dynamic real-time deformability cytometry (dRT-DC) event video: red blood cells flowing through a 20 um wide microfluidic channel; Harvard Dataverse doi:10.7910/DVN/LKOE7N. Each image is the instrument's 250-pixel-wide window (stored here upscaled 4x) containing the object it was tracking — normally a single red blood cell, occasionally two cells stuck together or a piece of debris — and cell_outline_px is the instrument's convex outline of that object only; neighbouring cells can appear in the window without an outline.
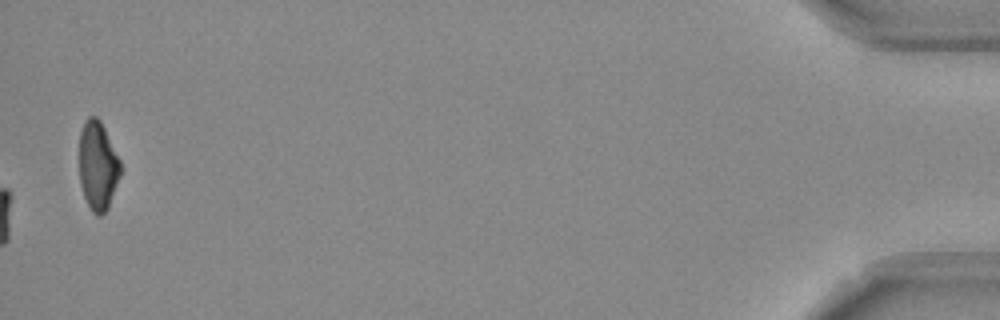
{"species": "Egyptian fruit bat (a non-hibernating species)", "species_latin": "Rousettus aegyptiacus", "temperature_condition": "room temperature", "stored_images_in_passage": 48, "camera_frame_rate_fps": 3000, "um_per_image_px": 0.085, "frame": {"image": 1, "passage_image": 48, "time_ms": 15.667, "image_size_px": [1000, 320], "cell_outline_px": [[120, 176], [108, 208], [100, 216], [96, 216], [92, 212], [84, 196], [80, 184], [80, 132], [84, 120], [88, 116], [96, 116], [100, 120], [120, 160]], "centroid_in_image_um": [8.31, 14.09], "position_along_channel_um": 426.9, "area_um2": 21.21}, "authors_computed_cell_mechanics": {"area_um2": 20.9814, "velocity_mm_per_s": 3.7336, "shape_relaxation_time_tau1_ms": 7.7051, "shape_relaxation_time_tau2_ms": 2.8914, "deformation_change_tau1": 0.2003, "deformation_change_tau2": 0.0876}}